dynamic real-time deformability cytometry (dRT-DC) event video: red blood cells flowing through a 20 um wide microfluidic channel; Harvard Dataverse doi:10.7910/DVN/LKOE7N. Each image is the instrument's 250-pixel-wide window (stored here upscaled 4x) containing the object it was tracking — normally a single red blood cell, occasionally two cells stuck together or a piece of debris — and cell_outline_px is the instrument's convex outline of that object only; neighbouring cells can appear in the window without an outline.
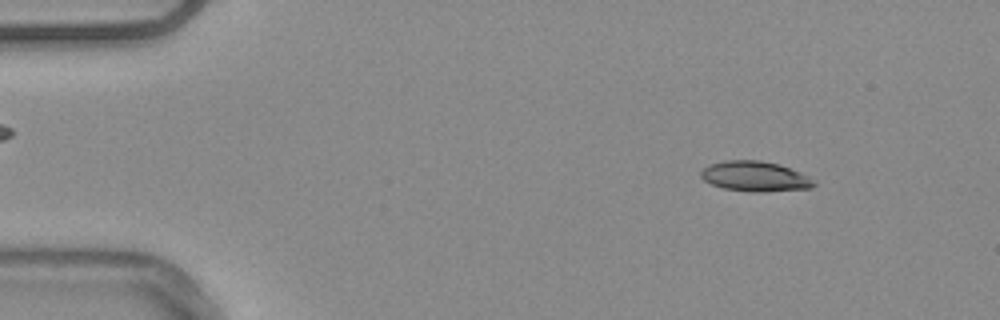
{"species": "common noctule bat (a hibernating species)", "species_latin": "Nyctalus noctula", "temperature_condition": "warm", "stored_images_in_passage": 54, "camera_frame_rate_fps": 3000, "um_per_image_px": 0.085, "animal": {"sex": "male", "body_mass_g": 20.4}, "frame": {"image": 1, "passage_image": 7, "time_ms": 2.0, "image_size_px": [1000, 320], "cell_outline_px": [[816, 184], [812, 188], [764, 192], [752, 192], [724, 188], [712, 184], [704, 180], [700, 176], [700, 172], [708, 164], [724, 160], [760, 160], [780, 164], [800, 172], [816, 180]], "centroid_in_image_um": [64.2, 14.99], "position_along_channel_um": 20.8, "area_um2": 20.06}}
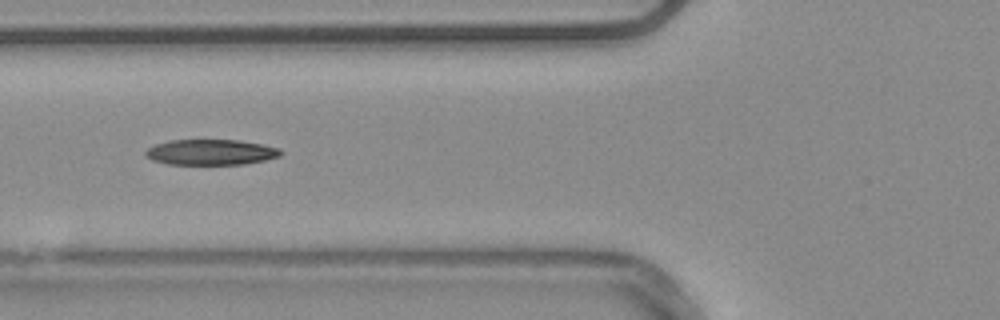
{"frame": {"image": 2, "passage_image": 21, "time_ms": 6.667, "image_size_px": [1000, 320], "cell_outline_px": [[284, 152], [280, 156], [264, 160], [244, 164], [168, 164], [152, 160], [144, 156], [144, 152], [148, 148], [156, 144], [172, 140], [236, 140], [260, 144], [280, 148]], "centroid_in_image_um": [17.91, 12.94], "position_along_channel_um": 107.9, "area_um2": 20.06}}
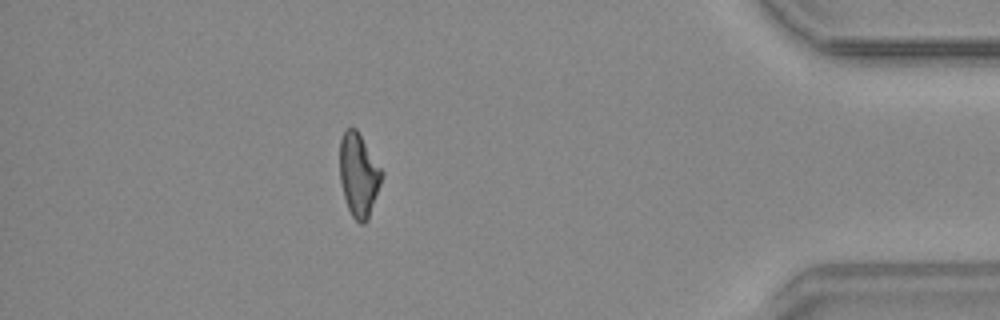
{"frame": {"image": 3, "passage_image": 48, "time_ms": 15.667, "image_size_px": [1000, 320], "cell_outline_px": [[384, 172], [368, 220], [364, 224], [360, 224], [352, 216], [348, 208], [344, 196], [340, 180], [340, 140], [344, 132], [348, 128], [356, 128]], "centroid_in_image_um": [30.49, 14.88], "position_along_channel_um": 404.7, "area_um2": 20.23}, "authors_computed_cell_mechanics": {"area_um2": 20.3745, "velocity_mm_per_s": 3.79, "shape_relaxation_time_tau1_ms": null, "shape_relaxation_time_tau2_ms": 5.0552, "deformation_change_tau1": null, "deformation_change_tau2": 0.1375}}